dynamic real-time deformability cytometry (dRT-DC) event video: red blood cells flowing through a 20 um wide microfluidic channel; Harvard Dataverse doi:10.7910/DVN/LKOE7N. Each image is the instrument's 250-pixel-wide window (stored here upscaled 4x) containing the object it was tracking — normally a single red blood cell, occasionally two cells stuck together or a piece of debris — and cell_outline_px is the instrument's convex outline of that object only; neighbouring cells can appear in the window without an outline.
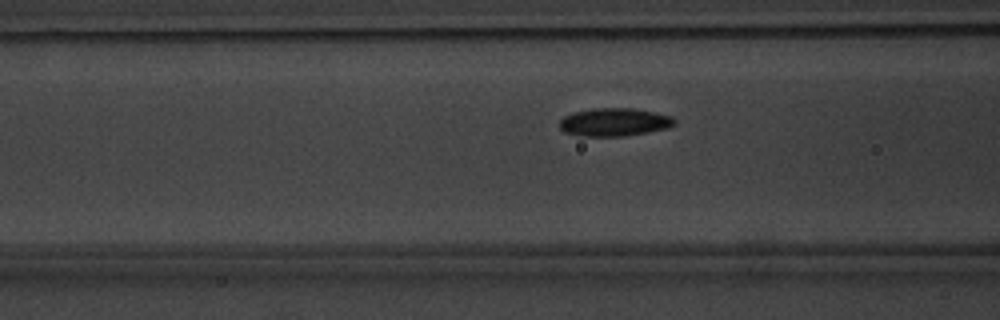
{"species": "common noctule bat (a hibernating species)", "species_latin": "Nyctalus noctula", "temperature_condition": "warm", "stored_images_in_passage": 47, "camera_frame_rate_fps": 3000, "um_per_image_px": 0.085, "animal": {"sex": "male", "body_mass_g": 20.1, "forearm_length_mm": 53.5}, "frame": {"image": 1, "passage_image": 15, "time_ms": 4.667, "image_size_px": [1000, 320], "cell_outline_px": [[676, 124], [668, 128], [624, 136], [580, 136], [564, 132], [560, 128], [560, 120], [564, 116], [572, 112], [592, 108], [636, 108], [672, 116], [676, 120]], "centroid_in_image_um": [52.22, 10.37], "position_along_channel_um": 114.4, "area_um2": 18.96}}
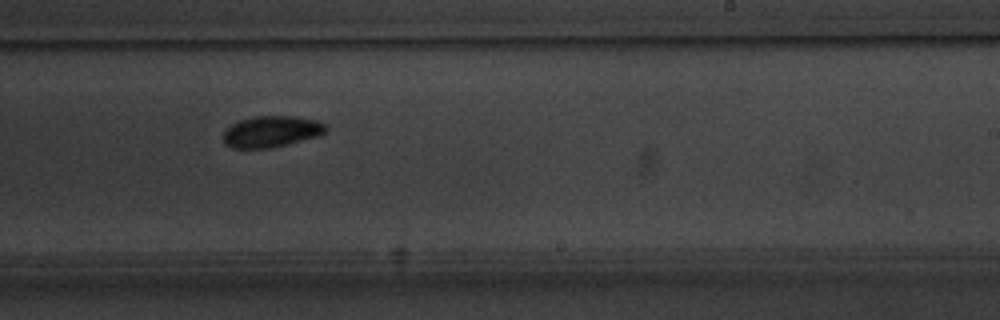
{"frame": {"image": 2, "passage_image": 27, "time_ms": 8.667, "image_size_px": [1000, 320], "cell_outline_px": [[328, 132], [320, 136], [268, 148], [232, 148], [224, 144], [224, 132], [232, 124], [240, 120], [256, 116], [292, 116], [316, 120], [324, 124], [328, 128]], "centroid_in_image_um": [23.1, 11.18], "position_along_channel_um": 265.9, "area_um2": 18.61}}
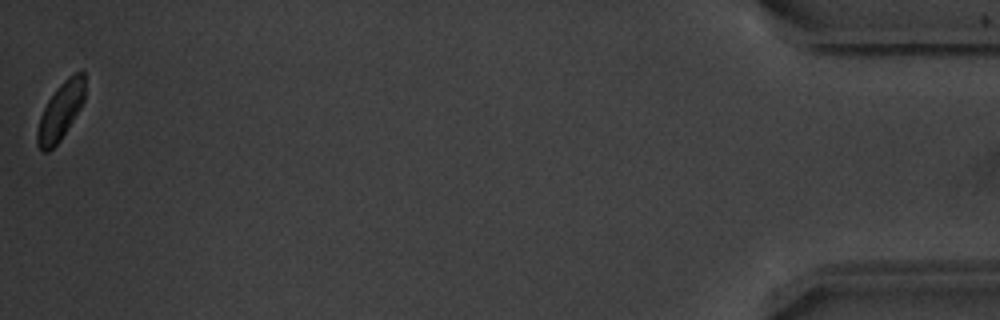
{"frame": {"image": 3, "passage_image": 47, "time_ms": 15.333, "image_size_px": [1000, 320], "cell_outline_px": [[84, 100], [80, 108], [60, 140], [48, 152], [44, 152], [40, 148], [36, 140], [36, 132], [40, 116], [48, 100], [56, 88], [68, 76], [80, 68], [84, 68]], "centroid_in_image_um": [5.15, 9.4], "position_along_channel_um": 430.0, "area_um2": 15.9}, "authors_computed_cell_mechanics": {"area_um2": 17.9758, "velocity_mm_per_s": 3.792, "shape_relaxation_time_tau1_ms": 2.3897, "shape_relaxation_time_tau2_ms": null, "deformation_change_tau1": 0.0884, "deformation_change_tau2": null}}